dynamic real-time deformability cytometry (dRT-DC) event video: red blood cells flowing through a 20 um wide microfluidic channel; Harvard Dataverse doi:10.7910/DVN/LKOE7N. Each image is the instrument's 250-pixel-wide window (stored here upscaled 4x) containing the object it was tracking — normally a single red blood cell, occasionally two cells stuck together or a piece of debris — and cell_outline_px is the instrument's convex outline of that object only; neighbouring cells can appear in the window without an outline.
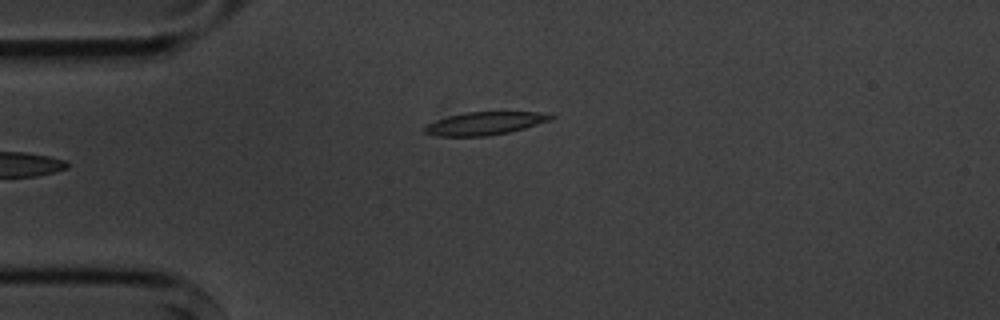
{"species": "common noctule bat (a hibernating species)", "species_latin": "Nyctalus noctula", "temperature_condition": "cold", "stored_images_in_passage": 6, "camera_frame_rate_fps": 3000, "um_per_image_px": 0.085, "animal": {"sex": "male", "body_mass_g": 20.1, "forearm_length_mm": 53.5}, "frame": {"image": 1, "passage_image": 6, "time_ms": 5.333, "image_size_px": [1000, 320], "cell_outline_px": [[556, 116], [552, 120], [524, 128], [508, 132], [488, 136], [436, 136], [424, 132], [424, 124], [448, 116], [468, 112], [540, 112]], "centroid_in_image_um": [41.19, 10.49], "position_along_channel_um": 43.8, "area_um2": 16.88}}